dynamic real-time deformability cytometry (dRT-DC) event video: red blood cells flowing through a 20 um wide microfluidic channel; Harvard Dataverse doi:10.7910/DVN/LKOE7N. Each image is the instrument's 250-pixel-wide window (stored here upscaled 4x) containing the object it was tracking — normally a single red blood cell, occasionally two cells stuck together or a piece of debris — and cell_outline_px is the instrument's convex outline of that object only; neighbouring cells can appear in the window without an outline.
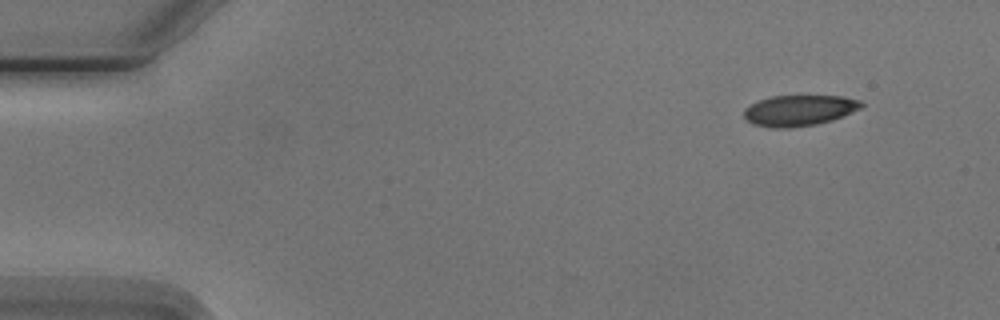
{"species": "Egyptian fruit bat (a non-hibernating species)", "species_latin": "Rousettus aegyptiacus", "temperature_condition": "cold", "stored_images_in_passage": 3, "camera_frame_rate_fps": 3000, "um_per_image_px": 0.085, "animal": {"sex": "male"}, "frame": {"image": 1, "passage_image": 1, "time_ms": 0.0, "image_size_px": [1000, 320], "cell_outline_px": [[864, 104], [860, 108], [844, 116], [832, 120], [816, 124], [788, 128], [772, 128], [752, 124], [744, 116], [744, 108], [760, 100], [772, 96], [844, 96], [860, 100]], "centroid_in_image_um": [67.94, 9.39], "position_along_channel_um": 17.1, "area_um2": 21.04}}